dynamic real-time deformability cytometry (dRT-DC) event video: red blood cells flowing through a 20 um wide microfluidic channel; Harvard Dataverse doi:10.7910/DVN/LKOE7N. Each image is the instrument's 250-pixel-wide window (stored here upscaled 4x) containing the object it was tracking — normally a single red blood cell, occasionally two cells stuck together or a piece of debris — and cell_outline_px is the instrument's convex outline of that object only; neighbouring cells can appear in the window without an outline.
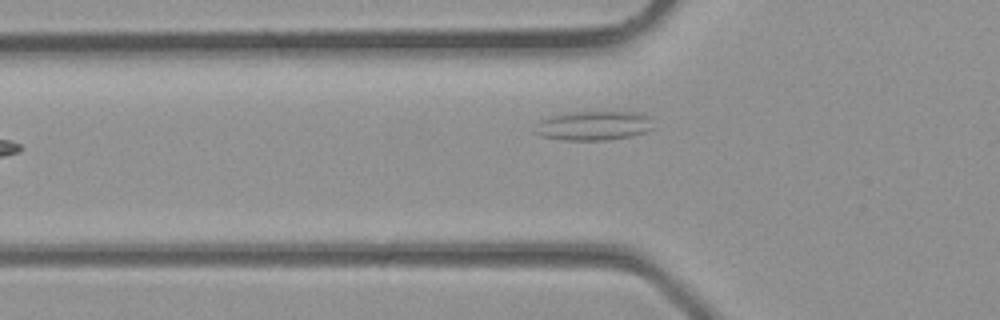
{"species": "common noctule bat (a hibernating species)", "species_latin": "Nyctalus noctula", "temperature_condition": "room temperature", "stored_images_in_passage": 3, "camera_frame_rate_fps": 3000, "um_per_image_px": 0.085, "animal": {"sex": "male", "body_mass_g": 23.1, "forearm_length_mm": 52.7}, "frame": {"image": 1, "passage_image": 3, "time_ms": 0.667, "image_size_px": [1000, 320], "cell_outline_px": [[656, 128], [632, 136], [608, 140], [564, 140], [544, 136], [532, 132], [540, 120], [552, 116], [568, 112], [640, 112], [652, 116]], "centroid_in_image_um": [50.55, 10.67], "position_along_channel_um": 75.3, "area_um2": 20.52}}